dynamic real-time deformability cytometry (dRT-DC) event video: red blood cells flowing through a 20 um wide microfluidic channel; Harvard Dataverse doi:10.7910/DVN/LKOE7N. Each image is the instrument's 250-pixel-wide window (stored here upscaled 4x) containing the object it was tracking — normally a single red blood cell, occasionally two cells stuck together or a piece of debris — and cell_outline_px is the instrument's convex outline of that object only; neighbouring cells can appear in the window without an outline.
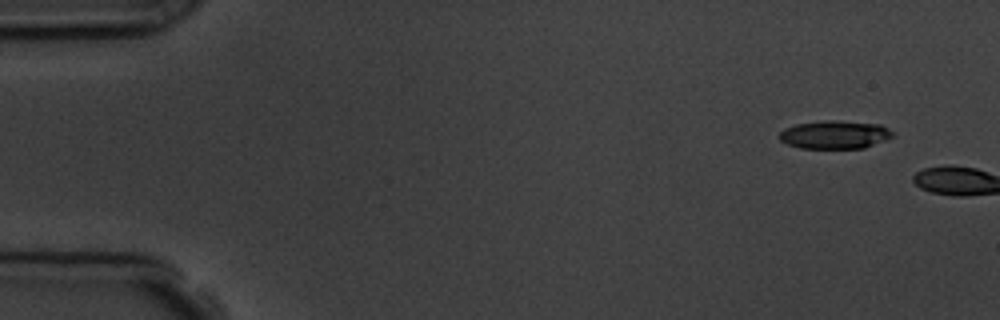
{"species": "common noctule bat (a hibernating species)", "species_latin": "Nyctalus noctula", "temperature_condition": "room temperature", "stored_images_in_passage": 2, "camera_frame_rate_fps": 3000, "um_per_image_px": 0.085, "animal": {"sex": "male", "body_mass_g": 19.5, "forearm_length_mm": 54.6}, "frame": {"image": 1, "passage_image": 1, "time_ms": 0.0, "image_size_px": [1000, 320], "cell_outline_px": [[896, 136], [864, 148], [800, 148], [788, 144], [780, 140], [780, 132], [784, 128], [796, 124], [824, 120], [836, 120], [880, 124], [888, 128]], "centroid_in_image_um": [70.98, 11.44], "position_along_channel_um": 14.0, "area_um2": 18.67}}